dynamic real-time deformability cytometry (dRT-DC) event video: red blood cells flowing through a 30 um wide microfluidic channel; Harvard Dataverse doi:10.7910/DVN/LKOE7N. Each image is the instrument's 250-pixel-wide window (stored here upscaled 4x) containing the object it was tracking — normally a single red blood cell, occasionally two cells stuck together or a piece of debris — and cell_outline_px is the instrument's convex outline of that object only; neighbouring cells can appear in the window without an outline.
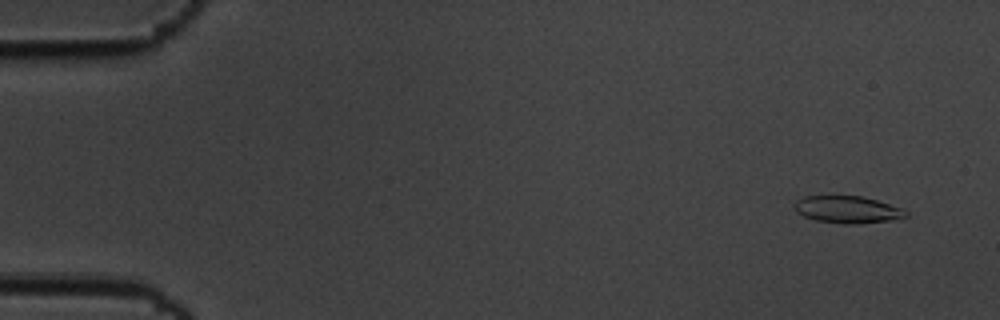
{"species": "common noctule bat (a hibernating species)", "species_latin": "Nyctalus noctula", "temperature_condition": "cold", "stored_images_in_passage": 58, "camera_frame_rate_fps": 3000, "um_per_image_px": 0.085, "animal": {"sex": "male", "body_mass_g": 19.5, "forearm_length_mm": 54.6}, "frame": {"image": 1, "passage_image": 4, "time_ms": 1.0, "image_size_px": [1000, 320], "cell_outline_px": [[908, 216], [888, 220], [856, 224], [844, 224], [816, 220], [804, 216], [796, 212], [796, 200], [804, 196], [860, 196], [876, 200], [904, 208], [908, 212]], "centroid_in_image_um": [72.06, 17.81], "position_along_channel_um": 12.9, "area_um2": 17.46}}
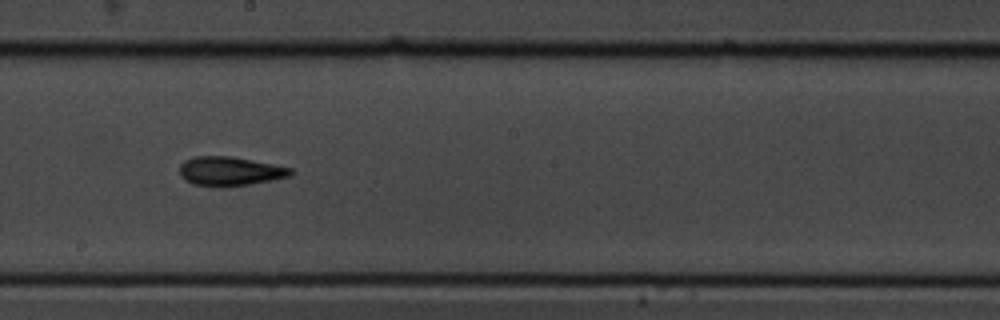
{"frame": {"image": 2, "passage_image": 33, "time_ms": 10.667, "image_size_px": [1000, 320], "cell_outline_px": [[292, 172], [288, 176], [272, 180], [248, 184], [220, 188], [192, 184], [184, 180], [180, 176], [180, 164], [184, 160], [192, 156], [232, 156], [292, 168]], "centroid_in_image_um": [19.46, 14.56], "position_along_channel_um": 228.7, "area_um2": 18.96}}
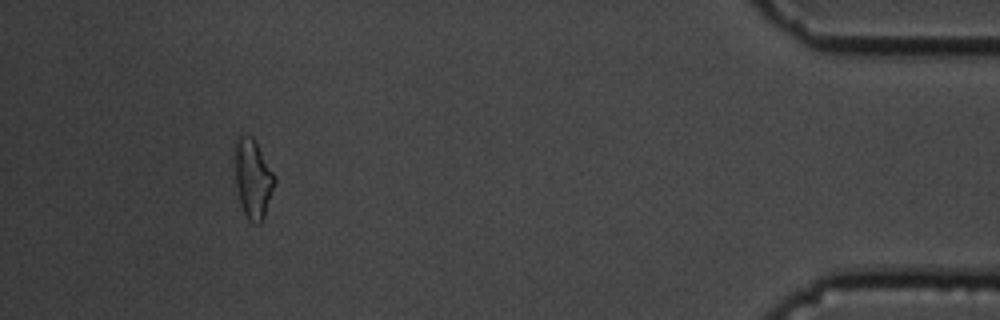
{"frame": {"image": 3, "passage_image": 54, "time_ms": 17.667, "image_size_px": [1000, 320], "cell_outline_px": [[276, 180], [264, 216], [260, 224], [256, 224], [248, 220], [244, 212], [240, 200], [236, 184], [232, 156], [232, 144], [240, 136], [252, 136], [256, 140], [276, 176]], "centroid_in_image_um": [21.47, 15.1], "position_along_channel_um": 413.7, "area_um2": 18.79}, "authors_computed_cell_mechanics": {"area_um2": 17.8313, "velocity_mm_per_s": 3.4882, "shape_relaxation_time_tau1_ms": 6.0273, "shape_relaxation_time_tau2_ms": 3.3824, "deformation_change_tau1": 0.1916, "deformation_change_tau2": 0.1043}}